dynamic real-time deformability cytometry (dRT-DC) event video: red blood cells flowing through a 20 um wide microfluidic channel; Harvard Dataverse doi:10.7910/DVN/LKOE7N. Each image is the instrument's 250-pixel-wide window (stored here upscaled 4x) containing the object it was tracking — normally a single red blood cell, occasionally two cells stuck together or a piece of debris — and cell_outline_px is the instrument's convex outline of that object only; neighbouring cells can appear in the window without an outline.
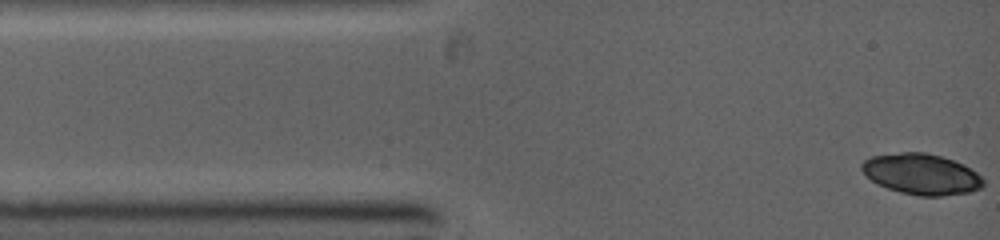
{"species": "common noctule bat (a hibernating species)", "species_latin": "Nyctalus noctula", "temperature_condition": "warm", "stored_images_in_passage": 3, "camera_frame_rate_fps": 5000, "um_per_image_px": 0.085, "animal": {"sex": "female", "body_mass_g": 19.0, "forearm_length_mm": 53.3}, "frame": {"image": 1, "passage_image": 1, "time_ms": 0.0, "image_size_px": [1000, 240], "cell_outline_px": [[984, 184], [980, 188], [968, 192], [940, 196], [920, 196], [900, 192], [876, 184], [860, 168], [860, 164], [864, 160], [872, 156], [900, 152], [924, 152], [940, 156], [964, 164], [976, 172], [984, 180]], "centroid_in_image_um": [78.31, 14.8], "position_along_channel_um": 6.7, "area_um2": 28.78}}